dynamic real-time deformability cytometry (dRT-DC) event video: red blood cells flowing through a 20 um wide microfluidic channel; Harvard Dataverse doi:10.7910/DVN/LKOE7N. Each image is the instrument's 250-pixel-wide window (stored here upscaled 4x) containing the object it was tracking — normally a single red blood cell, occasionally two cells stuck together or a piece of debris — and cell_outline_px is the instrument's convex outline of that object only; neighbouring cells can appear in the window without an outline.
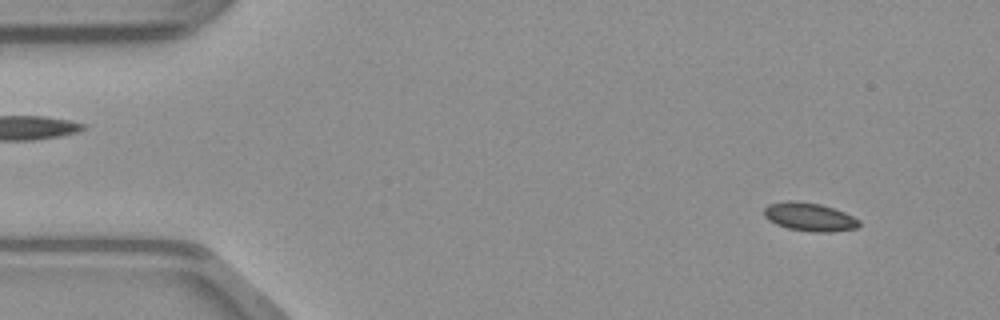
{"species": "common noctule bat (a hibernating species)", "species_latin": "Nyctalus noctula", "temperature_condition": "warm", "stored_images_in_passage": 49, "camera_frame_rate_fps": 3000, "um_per_image_px": 0.085, "animal": {"sex": "male", "body_mass_g": 23.1, "forearm_length_mm": 52.7}, "frame": {"image": 1, "passage_image": 5, "time_ms": 1.333, "image_size_px": [1000, 320], "cell_outline_px": [[860, 224], [856, 228], [832, 232], [812, 232], [788, 228], [776, 224], [768, 220], [764, 216], [764, 208], [768, 204], [788, 200], [796, 200], [820, 204], [844, 212], [860, 220]], "centroid_in_image_um": [68.78, 18.43], "position_along_channel_um": 16.2, "area_um2": 15.78}}
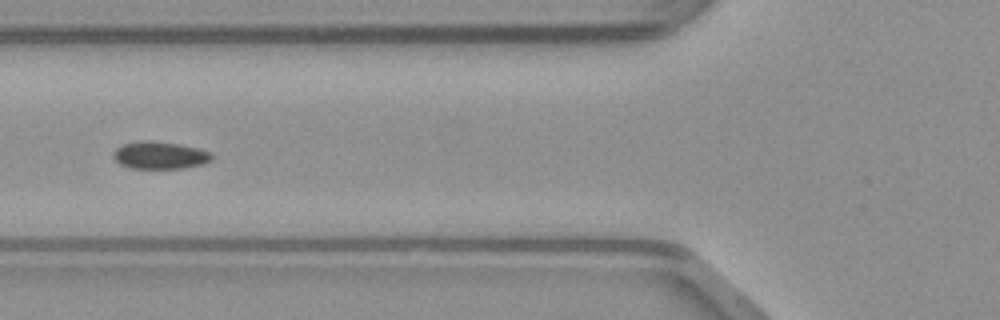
{"frame": {"image": 2, "passage_image": 19, "time_ms": 6.0, "image_size_px": [1000, 320], "cell_outline_px": [[212, 160], [204, 164], [184, 168], [132, 168], [120, 164], [112, 156], [112, 152], [116, 148], [124, 144], [144, 140], [148, 140], [180, 144], [212, 152]], "centroid_in_image_um": [13.6, 13.2], "position_along_channel_um": 112.2, "area_um2": 15.72}}
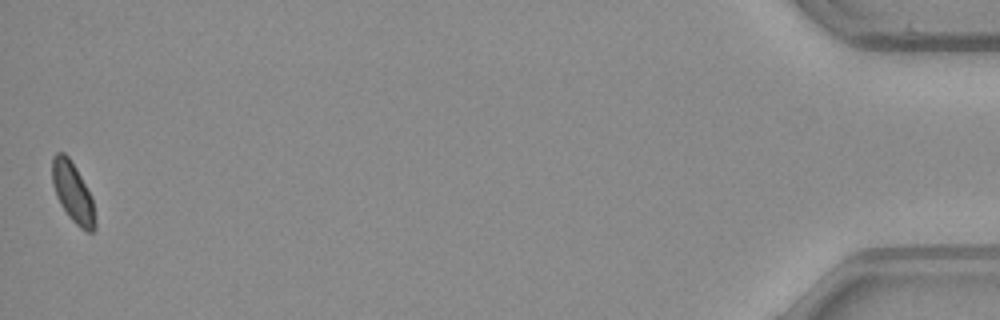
{"frame": {"image": 3, "passage_image": 49, "time_ms": 16.0, "image_size_px": [1000, 320], "cell_outline_px": [[96, 228], [92, 232], [88, 232], [80, 228], [68, 216], [60, 204], [56, 196], [52, 184], [52, 156], [56, 152], [64, 152], [68, 156], [76, 168], [92, 196], [96, 224]], "centroid_in_image_um": [6.18, 16.36], "position_along_channel_um": 429.0, "area_um2": 15.14}}